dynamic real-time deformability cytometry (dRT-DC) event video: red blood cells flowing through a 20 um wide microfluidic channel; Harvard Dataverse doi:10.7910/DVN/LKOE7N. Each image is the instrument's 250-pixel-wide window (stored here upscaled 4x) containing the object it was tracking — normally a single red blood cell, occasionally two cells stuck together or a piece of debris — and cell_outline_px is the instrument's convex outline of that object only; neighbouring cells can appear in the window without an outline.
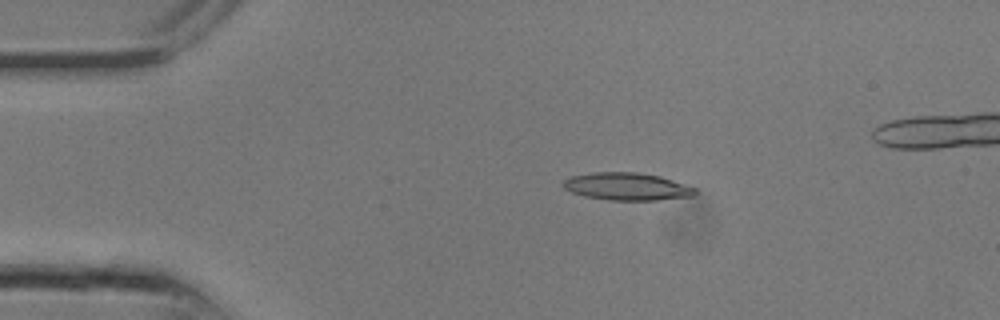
{"species": "common noctule bat (a hibernating species)", "species_latin": "Nyctalus noctula", "temperature_condition": "room temperature", "stored_images_in_passage": 14, "camera_frame_rate_fps": 3000, "um_per_image_px": 0.085, "animal": {"sex": "male", "body_mass_g": 13.3}, "frame": {"image": 1, "passage_image": 5, "time_ms": 1.333, "image_size_px": [1000, 320], "cell_outline_px": [[696, 192], [692, 196], [656, 200], [608, 200], [584, 196], [572, 192], [564, 188], [560, 184], [564, 180], [572, 176], [592, 172], [636, 172], [660, 176], [696, 188]], "centroid_in_image_um": [53.25, 15.85], "position_along_channel_um": 31.7, "area_um2": 21.1}}
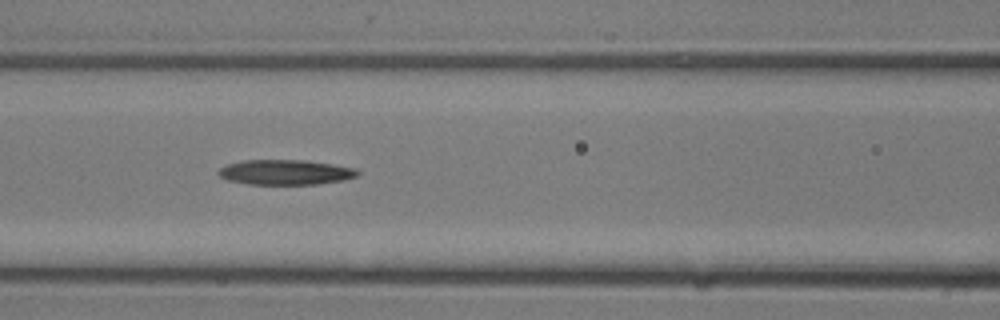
{"frame": {"image": 2, "passage_image": 11, "time_ms": 3.333, "image_size_px": [1000, 320], "cell_outline_px": [[360, 172], [356, 176], [344, 180], [316, 184], [248, 184], [228, 180], [220, 176], [216, 172], [220, 168], [228, 164], [244, 160], [308, 160], [356, 168]], "centroid_in_image_um": [24.27, 14.63], "position_along_channel_um": 142.3, "area_um2": 20.29}}
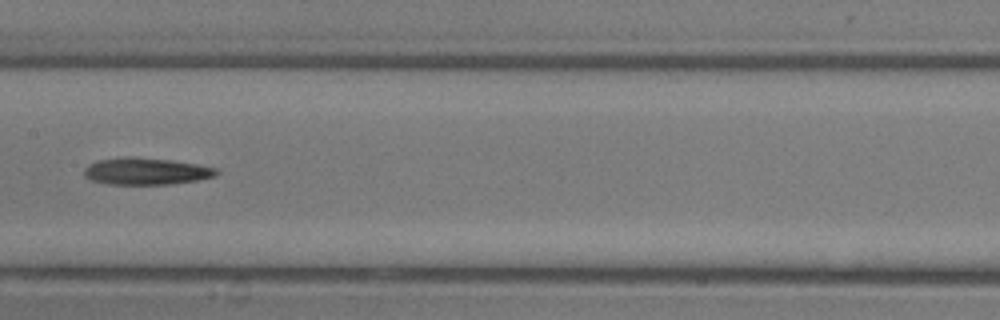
{"frame": {"image": 3, "passage_image": 13, "time_ms": 4.0, "image_size_px": [1000, 320], "cell_outline_px": [[220, 172], [216, 176], [196, 180], [172, 184], [108, 184], [92, 180], [84, 176], [84, 168], [88, 164], [96, 160], [124, 156], [132, 156], [172, 160], [196, 164], [216, 168]], "centroid_in_image_um": [12.39, 14.54], "position_along_channel_um": 195.0, "area_um2": 20.92}}